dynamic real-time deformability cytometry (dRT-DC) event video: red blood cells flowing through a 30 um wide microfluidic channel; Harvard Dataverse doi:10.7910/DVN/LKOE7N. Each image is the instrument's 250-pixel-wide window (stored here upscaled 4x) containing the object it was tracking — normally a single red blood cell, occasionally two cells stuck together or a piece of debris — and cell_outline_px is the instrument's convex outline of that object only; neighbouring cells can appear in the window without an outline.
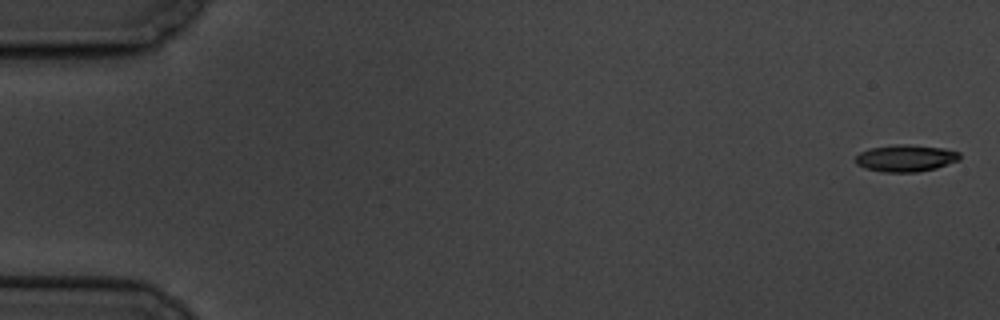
{"species": "common noctule bat (a hibernating species)", "species_latin": "Nyctalus noctula", "temperature_condition": "cold", "stored_images_in_passage": 6, "camera_frame_rate_fps": 3000, "um_per_image_px": 0.085, "animal": {"sex": "male", "body_mass_g": 19.5, "forearm_length_mm": 54.6}, "frame": {"image": 1, "passage_image": 1, "time_ms": 0.0, "image_size_px": [1000, 320], "cell_outline_px": [[960, 160], [936, 168], [916, 172], [880, 172], [864, 168], [856, 164], [856, 156], [860, 152], [868, 148], [896, 144], [904, 144], [944, 148], [960, 152]], "centroid_in_image_um": [76.97, 13.44], "position_along_channel_um": 8.0, "area_um2": 16.47}}
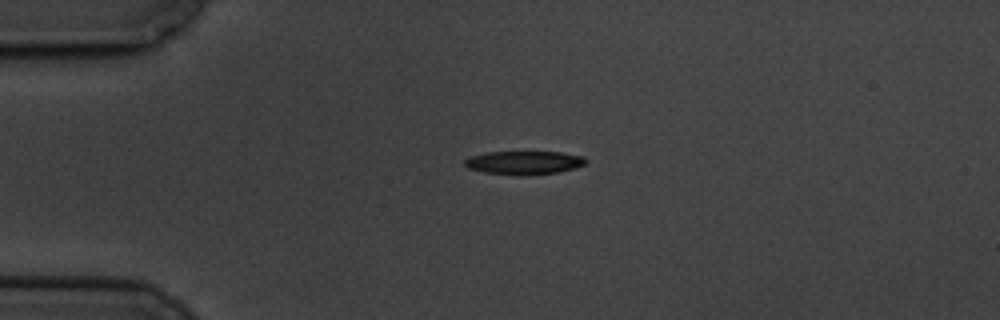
{"frame": {"image": 2, "passage_image": 4, "time_ms": 4.333, "image_size_px": [1000, 320], "cell_outline_px": [[588, 160], [584, 164], [560, 172], [484, 172], [468, 168], [464, 164], [464, 160], [472, 156], [488, 152], [560, 152], [584, 156]], "centroid_in_image_um": [44.57, 13.76], "position_along_channel_um": 40.4, "area_um2": 15.43}}
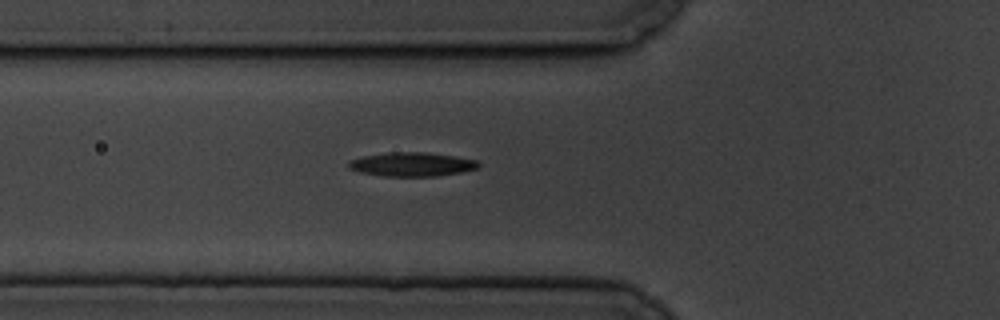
{"frame": {"image": 3, "passage_image": 6, "time_ms": 6.667, "image_size_px": [1000, 320], "cell_outline_px": [[480, 168], [460, 172], [436, 176], [380, 176], [360, 172], [348, 168], [348, 160], [364, 156], [388, 152], [428, 152], [456, 156], [476, 160], [480, 164]], "centroid_in_image_um": [35.0, 13.96], "position_along_channel_um": 90.8, "area_um2": 18.26}}